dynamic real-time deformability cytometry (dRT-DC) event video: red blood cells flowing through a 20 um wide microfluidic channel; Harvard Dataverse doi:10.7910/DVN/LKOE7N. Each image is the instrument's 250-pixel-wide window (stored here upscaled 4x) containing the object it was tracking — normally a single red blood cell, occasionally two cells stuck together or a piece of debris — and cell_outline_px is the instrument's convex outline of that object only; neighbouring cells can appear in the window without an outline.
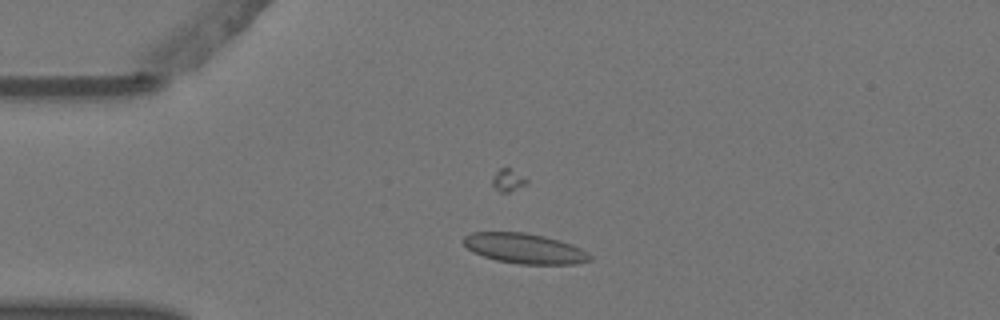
{"species": "Egyptian fruit bat (a non-hibernating species)", "species_latin": "Rousettus aegyptiacus", "temperature_condition": "warm", "stored_images_in_passage": 4, "camera_frame_rate_fps": 3000, "um_per_image_px": 0.085, "animal": {"sex": "female"}, "frame": {"image": 1, "passage_image": 2, "time_ms": 0.333, "image_size_px": [1000, 320], "cell_outline_px": [[592, 260], [576, 264], [520, 264], [496, 260], [472, 252], [460, 240], [464, 236], [472, 232], [524, 232], [544, 236], [560, 240], [572, 244], [588, 252], [592, 256]], "centroid_in_image_um": [44.59, 21.11], "position_along_channel_um": 40.4, "area_um2": 22.37}}